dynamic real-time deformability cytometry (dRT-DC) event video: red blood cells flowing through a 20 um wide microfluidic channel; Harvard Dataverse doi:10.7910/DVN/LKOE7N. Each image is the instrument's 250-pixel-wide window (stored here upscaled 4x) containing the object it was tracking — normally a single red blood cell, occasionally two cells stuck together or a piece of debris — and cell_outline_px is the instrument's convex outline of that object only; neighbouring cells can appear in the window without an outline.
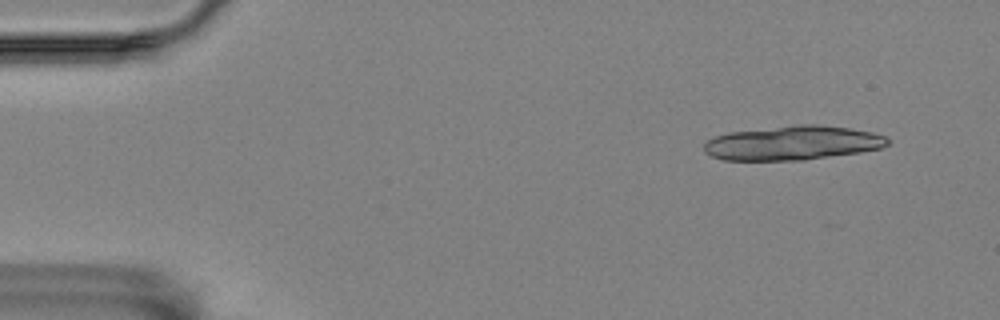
{"species": "Egyptian fruit bat (a non-hibernating species)", "species_latin": "Rousettus aegyptiacus", "temperature_condition": "room temperature", "stored_images_in_passage": 7, "camera_frame_rate_fps": 3000, "um_per_image_px": 0.085, "animal": {"sex": "female"}, "frame": {"image": 1, "passage_image": 1, "time_ms": 0.0, "image_size_px": [1000, 320], "cell_outline_px": [[888, 144], [880, 148], [860, 152], [804, 160], [724, 160], [712, 156], [704, 152], [704, 144], [708, 140], [716, 136], [728, 132], [796, 124], [816, 124], [852, 128], [872, 132], [884, 136], [888, 140]], "centroid_in_image_um": [67.36, 12.14], "position_along_channel_um": 17.6, "area_um2": 36.65}}
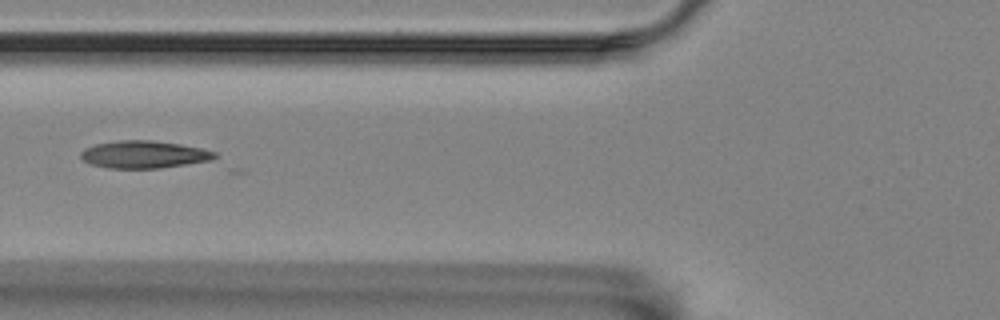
{"frame": {"image": 2, "passage_image": 6, "time_ms": 1.667, "image_size_px": [1000, 320], "cell_outline_px": [[216, 156], [212, 160], [160, 168], [108, 168], [92, 164], [84, 160], [80, 156], [80, 152], [84, 148], [96, 144], [120, 140], [152, 140], [180, 144], [200, 148], [216, 152]], "centroid_in_image_um": [12.22, 13.12], "position_along_channel_um": 113.6, "area_um2": 21.27}}
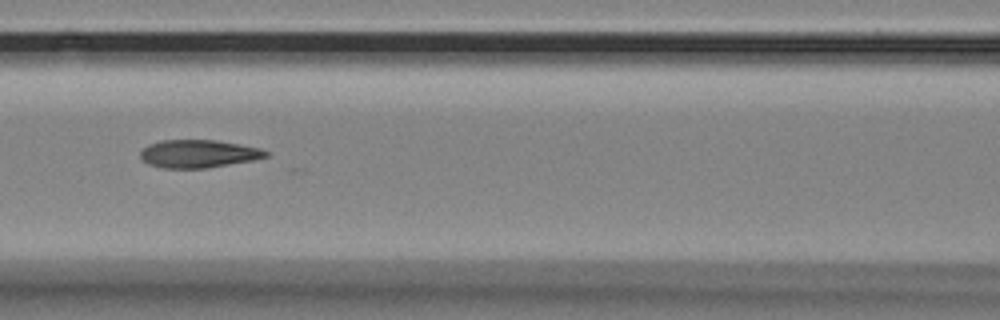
{"frame": {"image": 3, "passage_image": 7, "time_ms": 2.0, "image_size_px": [1000, 320], "cell_outline_px": [[268, 156], [252, 160], [204, 168], [164, 168], [148, 164], [140, 156], [140, 152], [148, 144], [160, 140], [216, 140], [240, 144], [260, 148], [268, 152]], "centroid_in_image_um": [16.84, 13.06], "position_along_channel_um": 149.8, "area_um2": 20.23}}